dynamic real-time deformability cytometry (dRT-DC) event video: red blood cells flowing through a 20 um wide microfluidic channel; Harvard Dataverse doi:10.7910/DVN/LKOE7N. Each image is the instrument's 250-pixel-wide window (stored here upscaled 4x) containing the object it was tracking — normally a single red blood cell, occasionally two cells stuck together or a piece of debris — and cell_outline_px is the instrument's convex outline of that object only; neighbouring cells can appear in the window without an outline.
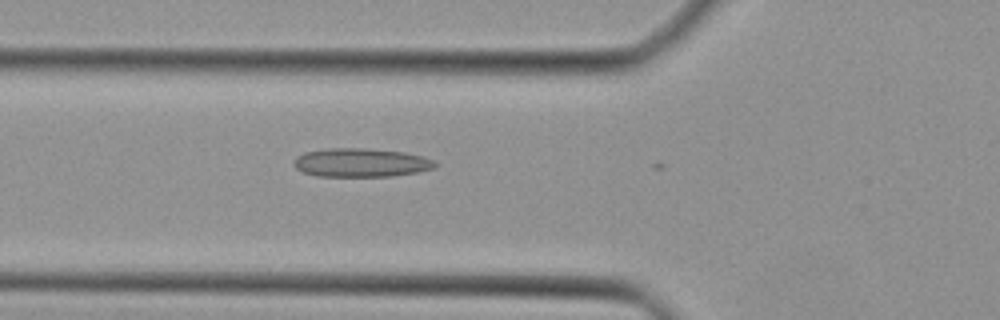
{"species": "Egyptian fruit bat (a non-hibernating species)", "species_latin": "Rousettus aegyptiacus", "temperature_condition": "cold", "stored_images_in_passage": 17, "camera_frame_rate_fps": 3000, "um_per_image_px": 0.085, "animal": {"sex": "female"}, "frame": {"image": 1, "passage_image": 16, "time_ms": 5.0, "image_size_px": [1000, 320], "cell_outline_px": [[436, 168], [416, 172], [392, 176], [316, 176], [304, 172], [296, 168], [292, 164], [292, 160], [296, 156], [304, 152], [328, 148], [364, 148], [404, 152], [424, 156], [436, 160]], "centroid_in_image_um": [30.67, 13.82], "position_along_channel_um": 95.1, "area_um2": 23.81}}